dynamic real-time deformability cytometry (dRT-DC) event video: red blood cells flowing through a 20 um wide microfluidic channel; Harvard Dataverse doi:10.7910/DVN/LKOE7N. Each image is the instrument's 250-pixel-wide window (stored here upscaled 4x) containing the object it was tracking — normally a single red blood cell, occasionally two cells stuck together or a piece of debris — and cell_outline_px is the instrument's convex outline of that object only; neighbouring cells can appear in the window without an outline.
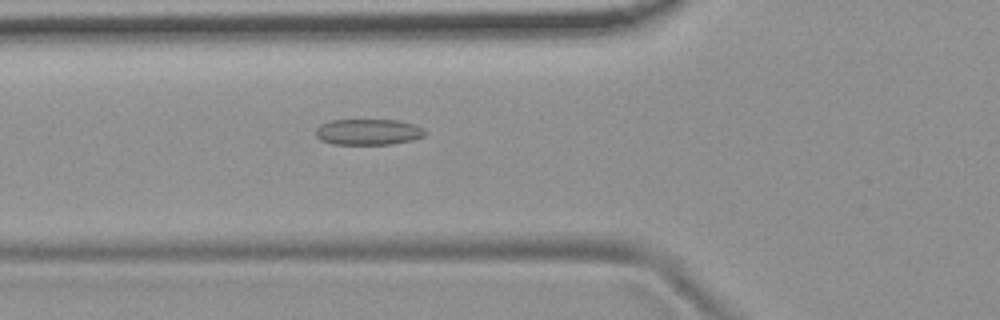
{"species": "common noctule bat (a hibernating species)", "species_latin": "Nyctalus noctula", "temperature_condition": "room temperature", "stored_images_in_passage": 54, "camera_frame_rate_fps": 3000, "um_per_image_px": 0.085, "animal": {"sex": "female", "body_mass_g": 19.9}, "frame": {"image": 1, "passage_image": 20, "time_ms": 6.333, "image_size_px": [1000, 320], "cell_outline_px": [[428, 132], [424, 136], [412, 140], [392, 144], [332, 144], [320, 140], [316, 136], [316, 128], [320, 124], [332, 120], [396, 120], [412, 124], [424, 128]], "centroid_in_image_um": [31.3, 11.22], "position_along_channel_um": 94.5, "area_um2": 16.59}}
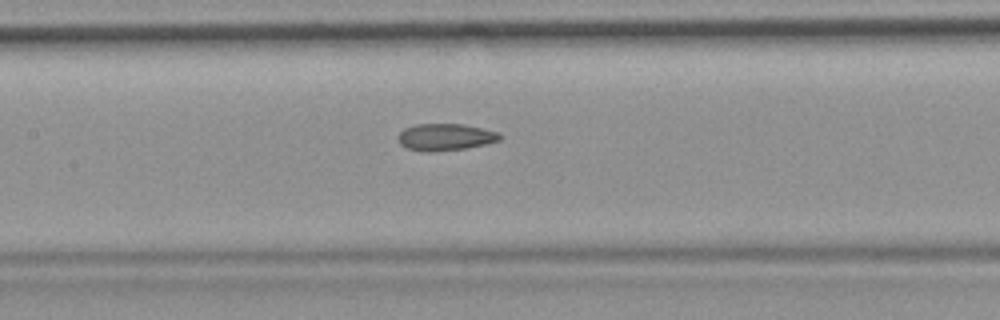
{"frame": {"image": 2, "passage_image": 26, "time_ms": 8.333, "image_size_px": [1000, 320], "cell_outline_px": [[500, 140], [484, 144], [464, 148], [428, 152], [408, 148], [400, 144], [400, 132], [404, 128], [416, 124], [464, 124], [500, 132]], "centroid_in_image_um": [37.87, 11.63], "position_along_channel_um": 169.5, "area_um2": 15.66}}
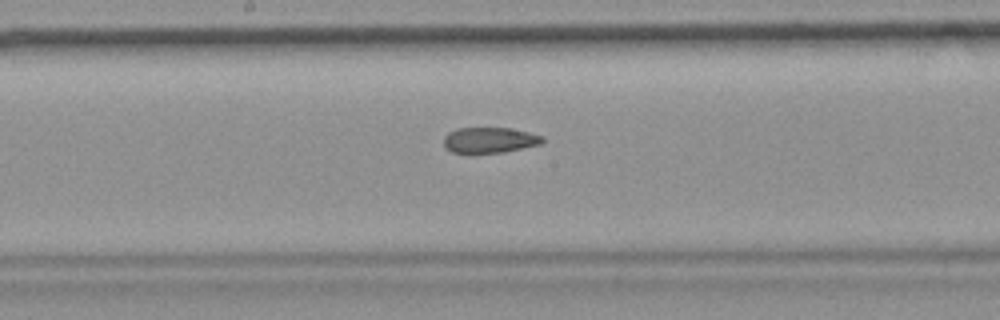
{"frame": {"image": 3, "passage_image": 29, "time_ms": 9.333, "image_size_px": [1000, 320], "cell_outline_px": [[544, 140], [540, 144], [504, 152], [452, 152], [444, 148], [444, 136], [448, 132], [456, 128], [512, 128], [544, 136]], "centroid_in_image_um": [41.6, 11.89], "position_along_channel_um": 206.6, "area_um2": 14.68}, "authors_computed_cell_mechanics": {"area_um2": 16.5886, "velocity_mm_per_s": 3.7252, "shape_relaxation_time_tau1_ms": null, "shape_relaxation_time_tau2_ms": 3.1903, "deformation_change_tau1": null, "deformation_change_tau2": 0.0982}}